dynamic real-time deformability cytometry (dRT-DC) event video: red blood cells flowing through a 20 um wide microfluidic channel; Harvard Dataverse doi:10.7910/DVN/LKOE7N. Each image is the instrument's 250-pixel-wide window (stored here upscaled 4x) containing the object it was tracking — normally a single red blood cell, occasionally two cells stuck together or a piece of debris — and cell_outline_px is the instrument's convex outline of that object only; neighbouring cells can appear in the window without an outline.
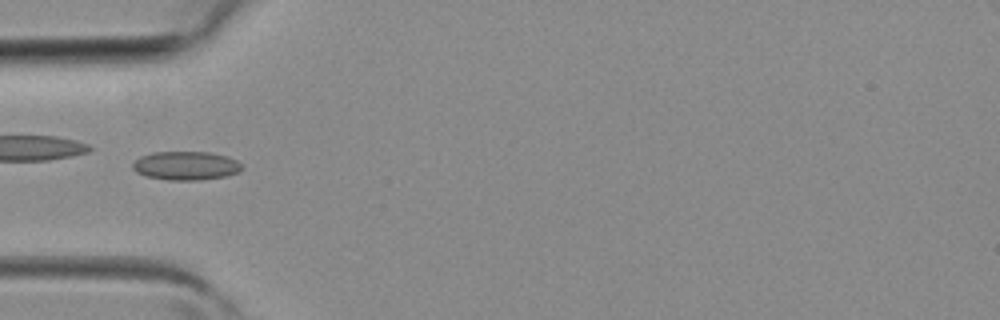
{"species": "common noctule bat (a hibernating species)", "species_latin": "Nyctalus noctula", "temperature_condition": "room temperature", "stored_images_in_passage": 5, "camera_frame_rate_fps": 3000, "um_per_image_px": 0.085, "animal": {"sex": "female", "body_mass_g": 19.3, "forearm_length_mm": 54.1}, "frame": {"image": 1, "passage_image": 4, "time_ms": 1.0, "image_size_px": [1000, 320], "cell_outline_px": [[244, 168], [240, 172], [228, 176], [200, 180], [168, 180], [144, 176], [136, 172], [132, 168], [132, 164], [140, 156], [152, 152], [208, 152], [228, 156], [244, 164]], "centroid_in_image_um": [15.84, 14.09], "position_along_channel_um": 69.2, "area_um2": 18.61}}
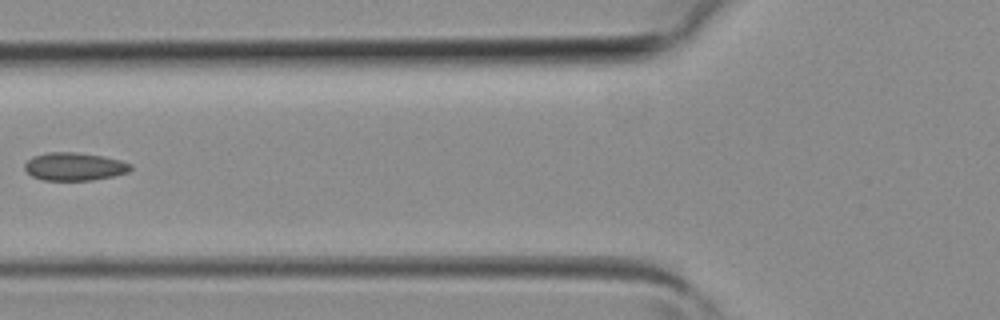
{"frame": {"image": 2, "passage_image": 5, "time_ms": 1.333, "image_size_px": [1000, 320], "cell_outline_px": [[132, 168], [128, 172], [112, 176], [92, 180], [44, 180], [32, 176], [24, 168], [24, 164], [32, 156], [48, 152], [76, 152], [100, 156], [120, 160], [132, 164]], "centroid_in_image_um": [6.31, 14.15], "position_along_channel_um": 119.5, "area_um2": 17.17}}